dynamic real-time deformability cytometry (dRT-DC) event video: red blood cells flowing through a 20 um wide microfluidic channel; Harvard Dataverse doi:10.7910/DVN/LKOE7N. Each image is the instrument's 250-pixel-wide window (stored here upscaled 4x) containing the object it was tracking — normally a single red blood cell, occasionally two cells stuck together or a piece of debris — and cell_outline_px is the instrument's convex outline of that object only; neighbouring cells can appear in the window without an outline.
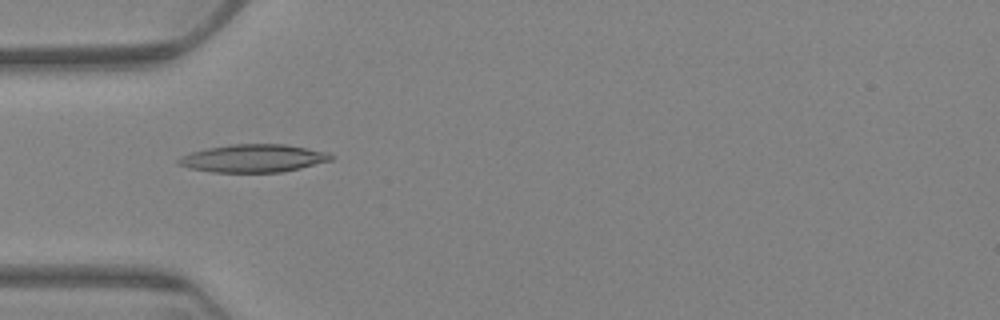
{"species": "Egyptian fruit bat (a non-hibernating species)", "species_latin": "Rousettus aegyptiacus", "temperature_condition": "warm", "stored_images_in_passage": 55, "camera_frame_rate_fps": 3000, "um_per_image_px": 0.085, "animal": {"sex": "female"}, "frame": {"image": 1, "passage_image": 13, "time_ms": 4.0, "image_size_px": [1000, 320], "cell_outline_px": [[332, 160], [300, 168], [280, 172], [212, 172], [188, 168], [176, 164], [176, 160], [192, 152], [208, 148], [232, 144], [284, 144], [328, 152], [332, 156]], "centroid_in_image_um": [21.52, 13.46], "position_along_channel_um": 63.5, "area_um2": 24.57}}
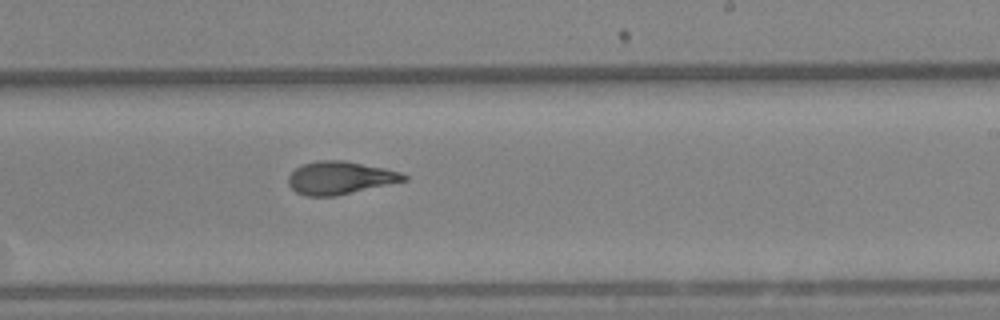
{"frame": {"image": 2, "passage_image": 31, "time_ms": 10.0, "image_size_px": [1000, 320], "cell_outline_px": [[408, 180], [336, 196], [304, 196], [296, 192], [288, 184], [288, 176], [296, 168], [304, 164], [320, 160], [344, 160], [384, 168], [400, 172], [408, 176]], "centroid_in_image_um": [28.9, 15.12], "position_along_channel_um": 260.1, "area_um2": 22.08}}
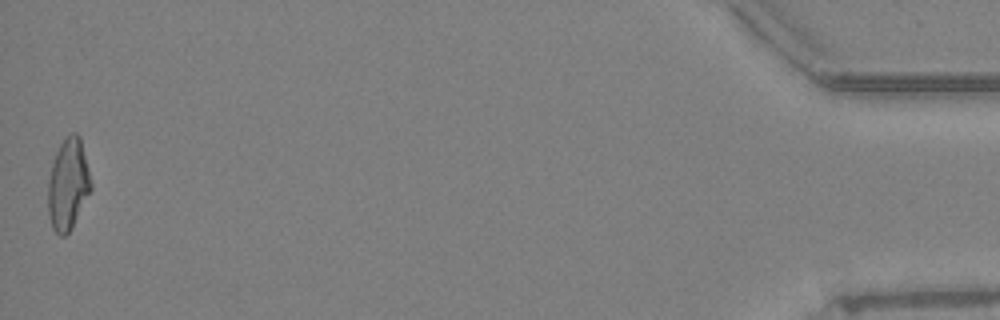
{"frame": {"image": 3, "passage_image": 55, "time_ms": 18.0, "image_size_px": [1000, 320], "cell_outline_px": [[92, 188], [72, 228], [64, 236], [60, 236], [52, 228], [48, 212], [48, 180], [52, 164], [56, 152], [60, 144], [72, 132], [76, 132], [80, 136], [92, 184]], "centroid_in_image_um": [5.78, 15.68], "position_along_channel_um": 429.4, "area_um2": 22.72}, "authors_computed_cell_mechanics": {"area_um2": 22.1952, "velocity_mm_per_s": 3.313, "shape_relaxation_time_tau1_ms": 11.0188, "shape_relaxation_time_tau2_ms": 2.507, "deformation_change_tau1": 0.2771, "deformation_change_tau2": 0.0948}}